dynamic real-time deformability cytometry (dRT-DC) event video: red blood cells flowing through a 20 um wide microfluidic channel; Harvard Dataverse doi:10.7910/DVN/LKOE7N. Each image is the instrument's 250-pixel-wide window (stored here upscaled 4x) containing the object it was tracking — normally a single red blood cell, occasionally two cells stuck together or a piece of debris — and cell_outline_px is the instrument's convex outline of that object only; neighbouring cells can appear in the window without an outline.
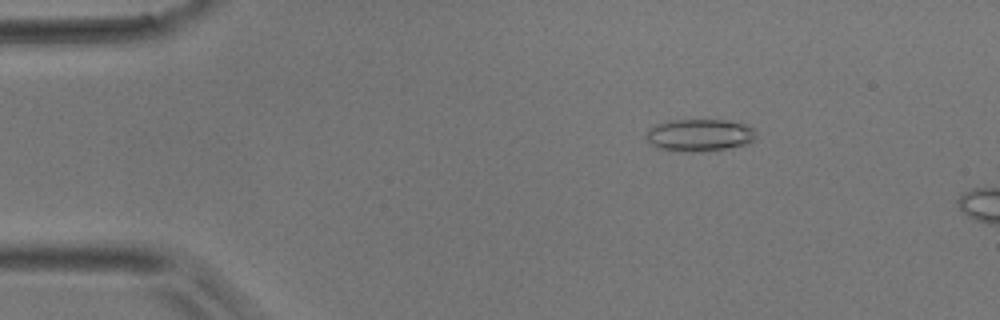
{"species": "common noctule bat (a hibernating species)", "species_latin": "Nyctalus noctula", "temperature_condition": "room temperature", "stored_images_in_passage": 12, "camera_frame_rate_fps": 3000, "um_per_image_px": 0.085, "animal": {"sex": "male", "body_mass_g": 17.9}, "frame": {"image": 1, "passage_image": 7, "time_ms": 2.0, "image_size_px": [1000, 320], "cell_outline_px": [[756, 140], [744, 144], [724, 148], [700, 152], [680, 152], [656, 148], [644, 136], [648, 128], [656, 124], [672, 120], [724, 120], [744, 124], [756, 128]], "centroid_in_image_um": [59.44, 11.49], "position_along_channel_um": 25.6, "area_um2": 20.87}}